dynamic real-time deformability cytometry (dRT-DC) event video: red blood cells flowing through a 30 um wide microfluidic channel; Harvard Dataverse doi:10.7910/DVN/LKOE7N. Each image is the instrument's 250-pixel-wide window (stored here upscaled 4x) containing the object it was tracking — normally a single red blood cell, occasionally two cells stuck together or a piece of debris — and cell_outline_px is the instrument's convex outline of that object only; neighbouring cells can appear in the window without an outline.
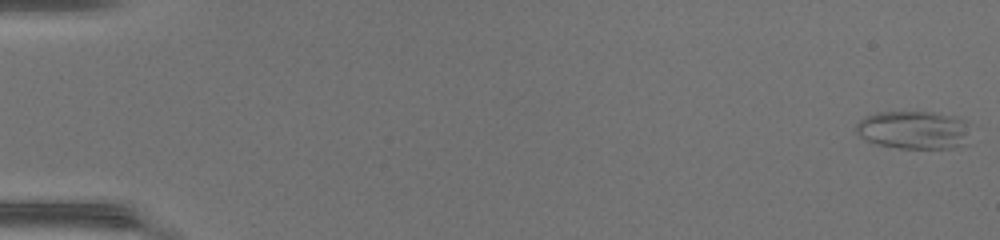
{"species": "common noctule bat (a hibernating species)", "species_latin": "Nyctalus noctula", "temperature_condition": "warm", "stored_images_in_passage": 49, "camera_frame_rate_fps": 3000, "um_per_image_px": 0.085, "animal": {"sex": "female", "body_mass_g": 17.0, "forearm_length_mm": 48.0}, "frame": {"image": 1, "passage_image": 1, "time_ms": 0.0, "image_size_px": [1000, 240], "cell_outline_px": [[968, 144], [952, 148], [900, 148], [876, 144], [860, 136], [856, 132], [856, 124], [864, 116], [876, 112], [932, 112], [956, 116], [968, 120]], "centroid_in_image_um": [77.7, 11.04], "position_along_channel_um": 7.3, "area_um2": 25.72}}
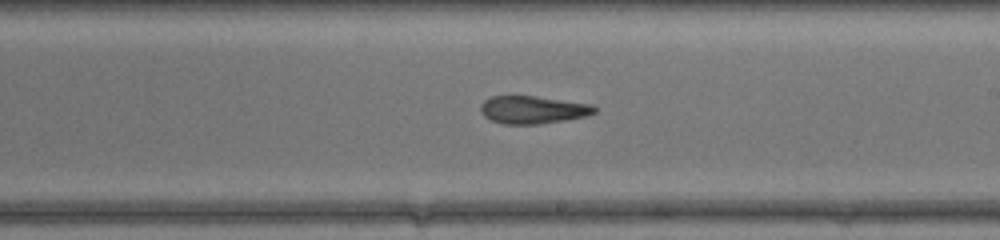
{"frame": {"image": 2, "passage_image": 30, "time_ms": 9.667, "image_size_px": [1000, 240], "cell_outline_px": [[596, 112], [584, 116], [540, 124], [504, 124], [492, 120], [484, 116], [480, 112], [480, 104], [484, 100], [492, 96], [536, 96], [592, 104], [596, 108]], "centroid_in_image_um": [45.26, 9.32], "position_along_channel_um": 243.7, "area_um2": 18.32}}
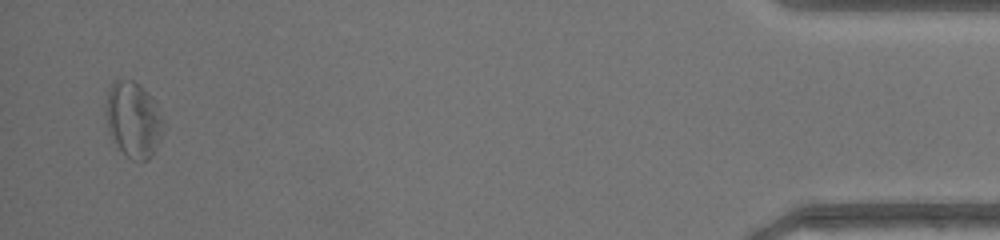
{"frame": {"image": 3, "passage_image": 48, "time_ms": 15.667, "image_size_px": [1000, 240], "cell_outline_px": [[168, 128], [152, 156], [148, 160], [132, 160], [120, 148], [112, 136], [108, 128], [104, 116], [104, 104], [108, 88], [116, 80], [132, 80], [144, 88], [156, 104], [168, 124]], "centroid_in_image_um": [11.38, 10.16], "position_along_channel_um": 423.8, "area_um2": 26.01}, "authors_computed_cell_mechanics": {"area_um2": 21.097, "velocity_mm_per_s": 4.3281, "shape_relaxation_time_tau1_ms": null, "shape_relaxation_time_tau2_ms": 5.2723, "deformation_change_tau1": null, "deformation_change_tau2": 0.1731}}